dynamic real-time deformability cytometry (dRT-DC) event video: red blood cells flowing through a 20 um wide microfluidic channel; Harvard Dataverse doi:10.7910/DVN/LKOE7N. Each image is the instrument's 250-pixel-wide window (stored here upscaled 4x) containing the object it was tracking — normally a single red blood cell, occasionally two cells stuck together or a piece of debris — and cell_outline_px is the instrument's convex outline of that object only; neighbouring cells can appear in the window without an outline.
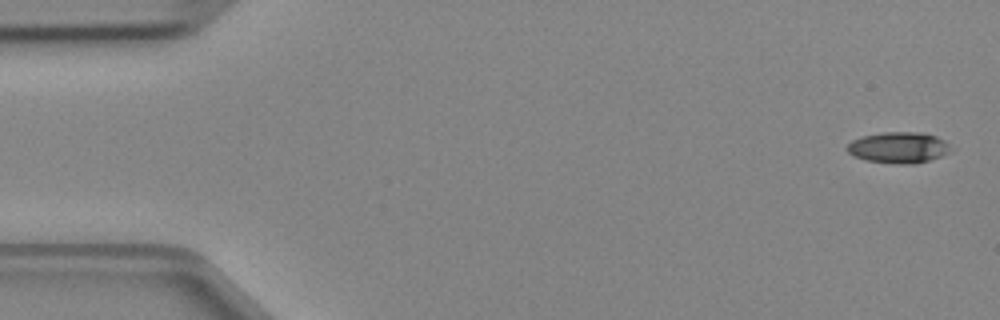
{"species": "Egyptian fruit bat (a non-hibernating species)", "species_latin": "Rousettus aegyptiacus", "temperature_condition": "cold", "stored_images_in_passage": 4, "camera_frame_rate_fps": 3000, "um_per_image_px": 0.085, "animal": {"sex": "female"}, "frame": {"image": 1, "passage_image": 1, "time_ms": 0.0, "image_size_px": [1000, 320], "cell_outline_px": [[948, 152], [940, 156], [916, 164], [900, 164], [864, 160], [852, 156], [844, 148], [852, 140], [864, 136], [884, 132], [920, 132], [936, 136], [944, 140], [948, 144]], "centroid_in_image_um": [76.32, 12.54], "position_along_channel_um": 8.7, "area_um2": 18.67}}
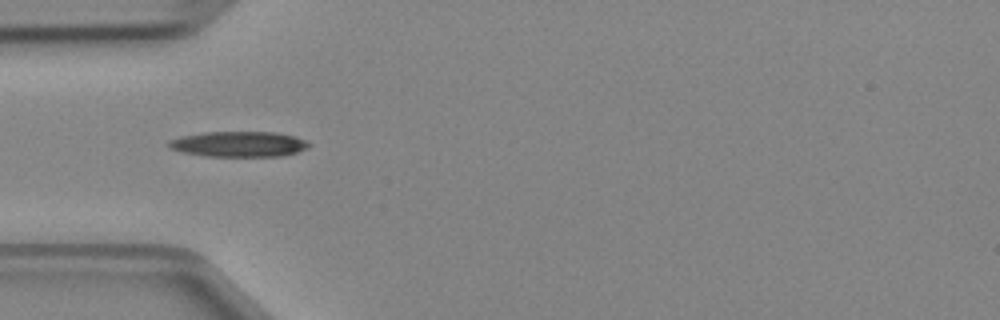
{"frame": {"image": 2, "passage_image": 4, "time_ms": 1.0, "image_size_px": [1000, 320], "cell_outline_px": [[312, 144], [308, 148], [284, 156], [204, 156], [184, 152], [172, 148], [168, 144], [168, 140], [180, 136], [204, 132], [276, 132], [296, 136], [308, 140]], "centroid_in_image_um": [20.36, 12.24], "position_along_channel_um": 64.6, "area_um2": 20.92}}